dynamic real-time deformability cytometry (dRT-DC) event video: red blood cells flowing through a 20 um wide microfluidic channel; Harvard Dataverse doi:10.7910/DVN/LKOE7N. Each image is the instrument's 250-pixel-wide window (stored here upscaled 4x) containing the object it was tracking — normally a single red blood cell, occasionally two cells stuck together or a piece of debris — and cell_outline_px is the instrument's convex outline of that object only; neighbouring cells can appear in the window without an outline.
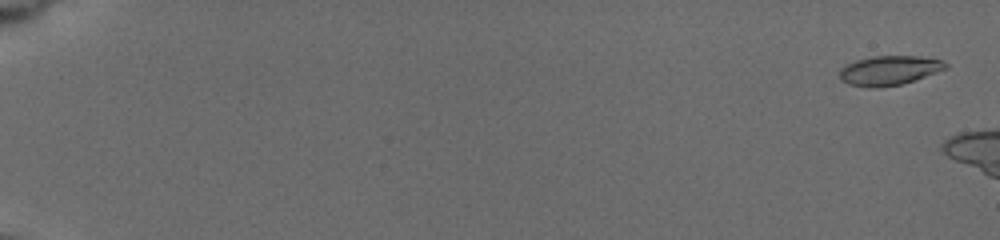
{"species": "common noctule bat (a hibernating species)", "species_latin": "Nyctalus noctula", "temperature_condition": "cold", "stored_images_in_passage": 6, "camera_frame_rate_fps": 3000, "um_per_image_px": 0.085, "animal": {"sex": "female", "body_mass_g": 19.5, "forearm_length_mm": 54.1}, "frame": {"image": 1, "passage_image": 1, "time_ms": 0.0, "image_size_px": [1000, 240], "cell_outline_px": [[948, 68], [900, 84], [876, 88], [868, 88], [848, 84], [840, 80], [840, 68], [856, 60], [872, 56], [920, 56], [944, 60], [948, 64]], "centroid_in_image_um": [75.57, 5.98], "position_along_channel_um": 9.4, "area_um2": 18.15}}